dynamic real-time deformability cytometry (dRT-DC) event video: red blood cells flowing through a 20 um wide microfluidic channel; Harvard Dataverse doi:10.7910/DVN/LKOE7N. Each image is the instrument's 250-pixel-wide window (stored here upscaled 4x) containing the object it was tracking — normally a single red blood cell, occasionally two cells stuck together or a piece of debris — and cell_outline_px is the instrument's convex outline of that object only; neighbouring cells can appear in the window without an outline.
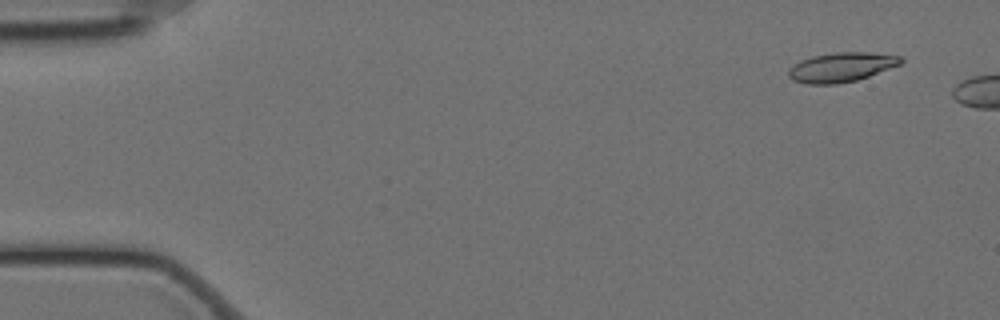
{"species": "Egyptian fruit bat (a non-hibernating species)", "species_latin": "Rousettus aegyptiacus", "temperature_condition": "cold", "stored_images_in_passage": 13, "camera_frame_rate_fps": 3000, "um_per_image_px": 0.085, "animal": {"sex": "female"}, "frame": {"image": 1, "passage_image": 4, "time_ms": 1.0, "image_size_px": [1000, 320], "cell_outline_px": [[904, 60], [900, 64], [868, 76], [856, 80], [836, 84], [808, 84], [792, 80], [788, 76], [788, 68], [800, 60], [812, 56], [836, 52], [864, 52], [904, 56]], "centroid_in_image_um": [71.49, 5.7], "position_along_channel_um": 13.5, "area_um2": 19.25}}